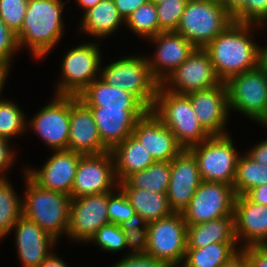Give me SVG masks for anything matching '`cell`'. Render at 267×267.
<instances>
[{
  "mask_svg": "<svg viewBox=\"0 0 267 267\" xmlns=\"http://www.w3.org/2000/svg\"><path fill=\"white\" fill-rule=\"evenodd\" d=\"M102 143L111 151L130 135L139 120L128 108L90 107Z\"/></svg>",
  "mask_w": 267,
  "mask_h": 267,
  "instance_id": "25",
  "label": "cell"
},
{
  "mask_svg": "<svg viewBox=\"0 0 267 267\" xmlns=\"http://www.w3.org/2000/svg\"><path fill=\"white\" fill-rule=\"evenodd\" d=\"M235 197L232 185L202 181L182 211L184 221L195 225L233 215Z\"/></svg>",
  "mask_w": 267,
  "mask_h": 267,
  "instance_id": "11",
  "label": "cell"
},
{
  "mask_svg": "<svg viewBox=\"0 0 267 267\" xmlns=\"http://www.w3.org/2000/svg\"><path fill=\"white\" fill-rule=\"evenodd\" d=\"M262 25L232 22L204 50L212 60L217 77L226 82L231 76L259 66V47L252 32Z\"/></svg>",
  "mask_w": 267,
  "mask_h": 267,
  "instance_id": "1",
  "label": "cell"
},
{
  "mask_svg": "<svg viewBox=\"0 0 267 267\" xmlns=\"http://www.w3.org/2000/svg\"><path fill=\"white\" fill-rule=\"evenodd\" d=\"M229 111L267 127V73L257 68L231 76L226 82Z\"/></svg>",
  "mask_w": 267,
  "mask_h": 267,
  "instance_id": "6",
  "label": "cell"
},
{
  "mask_svg": "<svg viewBox=\"0 0 267 267\" xmlns=\"http://www.w3.org/2000/svg\"><path fill=\"white\" fill-rule=\"evenodd\" d=\"M77 96L88 107L128 108L138 119L149 111L135 95L106 83L101 77Z\"/></svg>",
  "mask_w": 267,
  "mask_h": 267,
  "instance_id": "24",
  "label": "cell"
},
{
  "mask_svg": "<svg viewBox=\"0 0 267 267\" xmlns=\"http://www.w3.org/2000/svg\"><path fill=\"white\" fill-rule=\"evenodd\" d=\"M19 50L16 34L0 18V67L10 70L14 54Z\"/></svg>",
  "mask_w": 267,
  "mask_h": 267,
  "instance_id": "42",
  "label": "cell"
},
{
  "mask_svg": "<svg viewBox=\"0 0 267 267\" xmlns=\"http://www.w3.org/2000/svg\"><path fill=\"white\" fill-rule=\"evenodd\" d=\"M229 134L210 136L189 150L197 159L202 181L223 182L233 186L239 152Z\"/></svg>",
  "mask_w": 267,
  "mask_h": 267,
  "instance_id": "10",
  "label": "cell"
},
{
  "mask_svg": "<svg viewBox=\"0 0 267 267\" xmlns=\"http://www.w3.org/2000/svg\"><path fill=\"white\" fill-rule=\"evenodd\" d=\"M234 233L240 248L267 245V206L237 195L234 201ZM240 242V243H239Z\"/></svg>",
  "mask_w": 267,
  "mask_h": 267,
  "instance_id": "21",
  "label": "cell"
},
{
  "mask_svg": "<svg viewBox=\"0 0 267 267\" xmlns=\"http://www.w3.org/2000/svg\"><path fill=\"white\" fill-rule=\"evenodd\" d=\"M122 227L126 236L129 255L145 254L147 251V224L137 219L124 224Z\"/></svg>",
  "mask_w": 267,
  "mask_h": 267,
  "instance_id": "40",
  "label": "cell"
},
{
  "mask_svg": "<svg viewBox=\"0 0 267 267\" xmlns=\"http://www.w3.org/2000/svg\"><path fill=\"white\" fill-rule=\"evenodd\" d=\"M120 16L126 21L129 16L141 5L149 0H113Z\"/></svg>",
  "mask_w": 267,
  "mask_h": 267,
  "instance_id": "46",
  "label": "cell"
},
{
  "mask_svg": "<svg viewBox=\"0 0 267 267\" xmlns=\"http://www.w3.org/2000/svg\"><path fill=\"white\" fill-rule=\"evenodd\" d=\"M188 0H164L156 5L160 32L176 31Z\"/></svg>",
  "mask_w": 267,
  "mask_h": 267,
  "instance_id": "38",
  "label": "cell"
},
{
  "mask_svg": "<svg viewBox=\"0 0 267 267\" xmlns=\"http://www.w3.org/2000/svg\"><path fill=\"white\" fill-rule=\"evenodd\" d=\"M187 250V223L180 212L147 224V251L145 255L180 267Z\"/></svg>",
  "mask_w": 267,
  "mask_h": 267,
  "instance_id": "9",
  "label": "cell"
},
{
  "mask_svg": "<svg viewBox=\"0 0 267 267\" xmlns=\"http://www.w3.org/2000/svg\"><path fill=\"white\" fill-rule=\"evenodd\" d=\"M170 169L169 206L173 212L182 213L202 182L197 159L189 149H183L170 161Z\"/></svg>",
  "mask_w": 267,
  "mask_h": 267,
  "instance_id": "19",
  "label": "cell"
},
{
  "mask_svg": "<svg viewBox=\"0 0 267 267\" xmlns=\"http://www.w3.org/2000/svg\"><path fill=\"white\" fill-rule=\"evenodd\" d=\"M118 187L111 151L82 155L76 169L70 197L113 192Z\"/></svg>",
  "mask_w": 267,
  "mask_h": 267,
  "instance_id": "13",
  "label": "cell"
},
{
  "mask_svg": "<svg viewBox=\"0 0 267 267\" xmlns=\"http://www.w3.org/2000/svg\"><path fill=\"white\" fill-rule=\"evenodd\" d=\"M220 267H247L246 252L243 249H240Z\"/></svg>",
  "mask_w": 267,
  "mask_h": 267,
  "instance_id": "49",
  "label": "cell"
},
{
  "mask_svg": "<svg viewBox=\"0 0 267 267\" xmlns=\"http://www.w3.org/2000/svg\"><path fill=\"white\" fill-rule=\"evenodd\" d=\"M122 259L114 263L112 267H169L166 263L156 260L145 254L129 255L126 252Z\"/></svg>",
  "mask_w": 267,
  "mask_h": 267,
  "instance_id": "43",
  "label": "cell"
},
{
  "mask_svg": "<svg viewBox=\"0 0 267 267\" xmlns=\"http://www.w3.org/2000/svg\"><path fill=\"white\" fill-rule=\"evenodd\" d=\"M124 25L143 40L156 36L160 33L156 5L150 1L141 5L129 16Z\"/></svg>",
  "mask_w": 267,
  "mask_h": 267,
  "instance_id": "34",
  "label": "cell"
},
{
  "mask_svg": "<svg viewBox=\"0 0 267 267\" xmlns=\"http://www.w3.org/2000/svg\"><path fill=\"white\" fill-rule=\"evenodd\" d=\"M28 0H0V18L17 34L24 23Z\"/></svg>",
  "mask_w": 267,
  "mask_h": 267,
  "instance_id": "39",
  "label": "cell"
},
{
  "mask_svg": "<svg viewBox=\"0 0 267 267\" xmlns=\"http://www.w3.org/2000/svg\"><path fill=\"white\" fill-rule=\"evenodd\" d=\"M120 189L126 195L141 222L148 224L173 213L169 206L167 193L135 188Z\"/></svg>",
  "mask_w": 267,
  "mask_h": 267,
  "instance_id": "29",
  "label": "cell"
},
{
  "mask_svg": "<svg viewBox=\"0 0 267 267\" xmlns=\"http://www.w3.org/2000/svg\"><path fill=\"white\" fill-rule=\"evenodd\" d=\"M123 24L125 21L120 16L114 1L102 0L82 14L78 32L93 36L96 41H100L99 39L110 37Z\"/></svg>",
  "mask_w": 267,
  "mask_h": 267,
  "instance_id": "26",
  "label": "cell"
},
{
  "mask_svg": "<svg viewBox=\"0 0 267 267\" xmlns=\"http://www.w3.org/2000/svg\"><path fill=\"white\" fill-rule=\"evenodd\" d=\"M105 192L71 199L67 238L88 243L96 231L109 224L108 196Z\"/></svg>",
  "mask_w": 267,
  "mask_h": 267,
  "instance_id": "15",
  "label": "cell"
},
{
  "mask_svg": "<svg viewBox=\"0 0 267 267\" xmlns=\"http://www.w3.org/2000/svg\"><path fill=\"white\" fill-rule=\"evenodd\" d=\"M224 9L233 17L246 3V0H218Z\"/></svg>",
  "mask_w": 267,
  "mask_h": 267,
  "instance_id": "51",
  "label": "cell"
},
{
  "mask_svg": "<svg viewBox=\"0 0 267 267\" xmlns=\"http://www.w3.org/2000/svg\"><path fill=\"white\" fill-rule=\"evenodd\" d=\"M67 149L82 155L110 151L102 143L90 107L75 95H70V125Z\"/></svg>",
  "mask_w": 267,
  "mask_h": 267,
  "instance_id": "20",
  "label": "cell"
},
{
  "mask_svg": "<svg viewBox=\"0 0 267 267\" xmlns=\"http://www.w3.org/2000/svg\"><path fill=\"white\" fill-rule=\"evenodd\" d=\"M41 168L24 167L26 174L40 187L70 196L81 153L53 150Z\"/></svg>",
  "mask_w": 267,
  "mask_h": 267,
  "instance_id": "18",
  "label": "cell"
},
{
  "mask_svg": "<svg viewBox=\"0 0 267 267\" xmlns=\"http://www.w3.org/2000/svg\"><path fill=\"white\" fill-rule=\"evenodd\" d=\"M246 252L247 267H267V245L242 248Z\"/></svg>",
  "mask_w": 267,
  "mask_h": 267,
  "instance_id": "45",
  "label": "cell"
},
{
  "mask_svg": "<svg viewBox=\"0 0 267 267\" xmlns=\"http://www.w3.org/2000/svg\"><path fill=\"white\" fill-rule=\"evenodd\" d=\"M9 178H0V239L11 234L22 215V197L17 194ZM21 197V198H20Z\"/></svg>",
  "mask_w": 267,
  "mask_h": 267,
  "instance_id": "32",
  "label": "cell"
},
{
  "mask_svg": "<svg viewBox=\"0 0 267 267\" xmlns=\"http://www.w3.org/2000/svg\"><path fill=\"white\" fill-rule=\"evenodd\" d=\"M22 267H37L59 242L33 220L21 215L12 228ZM15 230V231H14Z\"/></svg>",
  "mask_w": 267,
  "mask_h": 267,
  "instance_id": "22",
  "label": "cell"
},
{
  "mask_svg": "<svg viewBox=\"0 0 267 267\" xmlns=\"http://www.w3.org/2000/svg\"><path fill=\"white\" fill-rule=\"evenodd\" d=\"M107 213L109 222L119 226L138 219L134 208L119 187L108 196Z\"/></svg>",
  "mask_w": 267,
  "mask_h": 267,
  "instance_id": "37",
  "label": "cell"
},
{
  "mask_svg": "<svg viewBox=\"0 0 267 267\" xmlns=\"http://www.w3.org/2000/svg\"><path fill=\"white\" fill-rule=\"evenodd\" d=\"M240 249L237 242H219L201 248H187L180 267H220Z\"/></svg>",
  "mask_w": 267,
  "mask_h": 267,
  "instance_id": "31",
  "label": "cell"
},
{
  "mask_svg": "<svg viewBox=\"0 0 267 267\" xmlns=\"http://www.w3.org/2000/svg\"><path fill=\"white\" fill-rule=\"evenodd\" d=\"M267 184V166L253 161L244 152L236 164L233 190L235 195H244L254 187Z\"/></svg>",
  "mask_w": 267,
  "mask_h": 267,
  "instance_id": "33",
  "label": "cell"
},
{
  "mask_svg": "<svg viewBox=\"0 0 267 267\" xmlns=\"http://www.w3.org/2000/svg\"><path fill=\"white\" fill-rule=\"evenodd\" d=\"M156 47L148 57L150 73L153 78L162 84L196 49L183 35L175 32H160L149 40Z\"/></svg>",
  "mask_w": 267,
  "mask_h": 267,
  "instance_id": "16",
  "label": "cell"
},
{
  "mask_svg": "<svg viewBox=\"0 0 267 267\" xmlns=\"http://www.w3.org/2000/svg\"><path fill=\"white\" fill-rule=\"evenodd\" d=\"M150 2H153L154 4H158L160 2H163L164 0H149Z\"/></svg>",
  "mask_w": 267,
  "mask_h": 267,
  "instance_id": "55",
  "label": "cell"
},
{
  "mask_svg": "<svg viewBox=\"0 0 267 267\" xmlns=\"http://www.w3.org/2000/svg\"><path fill=\"white\" fill-rule=\"evenodd\" d=\"M244 195L256 204L267 206V184L254 187Z\"/></svg>",
  "mask_w": 267,
  "mask_h": 267,
  "instance_id": "48",
  "label": "cell"
},
{
  "mask_svg": "<svg viewBox=\"0 0 267 267\" xmlns=\"http://www.w3.org/2000/svg\"><path fill=\"white\" fill-rule=\"evenodd\" d=\"M76 1H77V4L84 10L83 11L84 13L90 8L96 6L102 0H76Z\"/></svg>",
  "mask_w": 267,
  "mask_h": 267,
  "instance_id": "53",
  "label": "cell"
},
{
  "mask_svg": "<svg viewBox=\"0 0 267 267\" xmlns=\"http://www.w3.org/2000/svg\"><path fill=\"white\" fill-rule=\"evenodd\" d=\"M232 22V16L218 0H188L175 32L201 49Z\"/></svg>",
  "mask_w": 267,
  "mask_h": 267,
  "instance_id": "5",
  "label": "cell"
},
{
  "mask_svg": "<svg viewBox=\"0 0 267 267\" xmlns=\"http://www.w3.org/2000/svg\"><path fill=\"white\" fill-rule=\"evenodd\" d=\"M30 120L26 129L38 134L42 142L53 150H66L69 140L70 95H53Z\"/></svg>",
  "mask_w": 267,
  "mask_h": 267,
  "instance_id": "12",
  "label": "cell"
},
{
  "mask_svg": "<svg viewBox=\"0 0 267 267\" xmlns=\"http://www.w3.org/2000/svg\"><path fill=\"white\" fill-rule=\"evenodd\" d=\"M245 154L253 161L267 166V139H264L258 144H255L252 148L247 149Z\"/></svg>",
  "mask_w": 267,
  "mask_h": 267,
  "instance_id": "47",
  "label": "cell"
},
{
  "mask_svg": "<svg viewBox=\"0 0 267 267\" xmlns=\"http://www.w3.org/2000/svg\"><path fill=\"white\" fill-rule=\"evenodd\" d=\"M195 116L210 136L229 134L226 131L229 120L228 90L221 81L217 86L187 94Z\"/></svg>",
  "mask_w": 267,
  "mask_h": 267,
  "instance_id": "17",
  "label": "cell"
},
{
  "mask_svg": "<svg viewBox=\"0 0 267 267\" xmlns=\"http://www.w3.org/2000/svg\"><path fill=\"white\" fill-rule=\"evenodd\" d=\"M10 143V140L0 137V178H6V172L13 167L17 158L16 151L13 150Z\"/></svg>",
  "mask_w": 267,
  "mask_h": 267,
  "instance_id": "44",
  "label": "cell"
},
{
  "mask_svg": "<svg viewBox=\"0 0 267 267\" xmlns=\"http://www.w3.org/2000/svg\"><path fill=\"white\" fill-rule=\"evenodd\" d=\"M219 242H237L234 233V215L187 225V248H201Z\"/></svg>",
  "mask_w": 267,
  "mask_h": 267,
  "instance_id": "28",
  "label": "cell"
},
{
  "mask_svg": "<svg viewBox=\"0 0 267 267\" xmlns=\"http://www.w3.org/2000/svg\"><path fill=\"white\" fill-rule=\"evenodd\" d=\"M90 242L99 246L101 251L115 253L127 249L123 227L113 223L101 226Z\"/></svg>",
  "mask_w": 267,
  "mask_h": 267,
  "instance_id": "36",
  "label": "cell"
},
{
  "mask_svg": "<svg viewBox=\"0 0 267 267\" xmlns=\"http://www.w3.org/2000/svg\"><path fill=\"white\" fill-rule=\"evenodd\" d=\"M121 58L101 67L100 77L106 83L132 93L151 110L159 83L150 73L147 56Z\"/></svg>",
  "mask_w": 267,
  "mask_h": 267,
  "instance_id": "8",
  "label": "cell"
},
{
  "mask_svg": "<svg viewBox=\"0 0 267 267\" xmlns=\"http://www.w3.org/2000/svg\"><path fill=\"white\" fill-rule=\"evenodd\" d=\"M220 82L209 54L204 48H196L161 85L175 94L187 95L212 88Z\"/></svg>",
  "mask_w": 267,
  "mask_h": 267,
  "instance_id": "14",
  "label": "cell"
},
{
  "mask_svg": "<svg viewBox=\"0 0 267 267\" xmlns=\"http://www.w3.org/2000/svg\"><path fill=\"white\" fill-rule=\"evenodd\" d=\"M170 161H156L142 171L134 172L118 183L119 188H135L167 193L170 183Z\"/></svg>",
  "mask_w": 267,
  "mask_h": 267,
  "instance_id": "30",
  "label": "cell"
},
{
  "mask_svg": "<svg viewBox=\"0 0 267 267\" xmlns=\"http://www.w3.org/2000/svg\"><path fill=\"white\" fill-rule=\"evenodd\" d=\"M10 99H0V137L11 139L27 131L25 112Z\"/></svg>",
  "mask_w": 267,
  "mask_h": 267,
  "instance_id": "35",
  "label": "cell"
},
{
  "mask_svg": "<svg viewBox=\"0 0 267 267\" xmlns=\"http://www.w3.org/2000/svg\"><path fill=\"white\" fill-rule=\"evenodd\" d=\"M25 191L22 198V215L38 224L58 241L67 237L71 197L44 189L36 184L24 169Z\"/></svg>",
  "mask_w": 267,
  "mask_h": 267,
  "instance_id": "3",
  "label": "cell"
},
{
  "mask_svg": "<svg viewBox=\"0 0 267 267\" xmlns=\"http://www.w3.org/2000/svg\"><path fill=\"white\" fill-rule=\"evenodd\" d=\"M111 153L118 183L132 173L142 171L156 162L146 147L133 135L117 144Z\"/></svg>",
  "mask_w": 267,
  "mask_h": 267,
  "instance_id": "27",
  "label": "cell"
},
{
  "mask_svg": "<svg viewBox=\"0 0 267 267\" xmlns=\"http://www.w3.org/2000/svg\"><path fill=\"white\" fill-rule=\"evenodd\" d=\"M132 135L146 147L155 161H171L184 149L151 110L137 121Z\"/></svg>",
  "mask_w": 267,
  "mask_h": 267,
  "instance_id": "23",
  "label": "cell"
},
{
  "mask_svg": "<svg viewBox=\"0 0 267 267\" xmlns=\"http://www.w3.org/2000/svg\"><path fill=\"white\" fill-rule=\"evenodd\" d=\"M101 41L84 42L69 49L61 66V78L54 95L80 94L89 84L100 77L102 64ZM102 65V66H101Z\"/></svg>",
  "mask_w": 267,
  "mask_h": 267,
  "instance_id": "7",
  "label": "cell"
},
{
  "mask_svg": "<svg viewBox=\"0 0 267 267\" xmlns=\"http://www.w3.org/2000/svg\"><path fill=\"white\" fill-rule=\"evenodd\" d=\"M65 3L63 0H28L24 23L16 34L20 50L27 47L38 60L50 54L64 35Z\"/></svg>",
  "mask_w": 267,
  "mask_h": 267,
  "instance_id": "2",
  "label": "cell"
},
{
  "mask_svg": "<svg viewBox=\"0 0 267 267\" xmlns=\"http://www.w3.org/2000/svg\"><path fill=\"white\" fill-rule=\"evenodd\" d=\"M259 66L267 73V44L259 47Z\"/></svg>",
  "mask_w": 267,
  "mask_h": 267,
  "instance_id": "52",
  "label": "cell"
},
{
  "mask_svg": "<svg viewBox=\"0 0 267 267\" xmlns=\"http://www.w3.org/2000/svg\"><path fill=\"white\" fill-rule=\"evenodd\" d=\"M37 267H68V265L57 253L51 252Z\"/></svg>",
  "mask_w": 267,
  "mask_h": 267,
  "instance_id": "50",
  "label": "cell"
},
{
  "mask_svg": "<svg viewBox=\"0 0 267 267\" xmlns=\"http://www.w3.org/2000/svg\"><path fill=\"white\" fill-rule=\"evenodd\" d=\"M232 19L237 23H252L267 27V0H246L245 5Z\"/></svg>",
  "mask_w": 267,
  "mask_h": 267,
  "instance_id": "41",
  "label": "cell"
},
{
  "mask_svg": "<svg viewBox=\"0 0 267 267\" xmlns=\"http://www.w3.org/2000/svg\"><path fill=\"white\" fill-rule=\"evenodd\" d=\"M9 72H11L9 69L5 67H0V99L2 98L1 93L5 88L4 86H5L7 77L10 74Z\"/></svg>",
  "mask_w": 267,
  "mask_h": 267,
  "instance_id": "54",
  "label": "cell"
},
{
  "mask_svg": "<svg viewBox=\"0 0 267 267\" xmlns=\"http://www.w3.org/2000/svg\"><path fill=\"white\" fill-rule=\"evenodd\" d=\"M151 111L171 130L184 149L200 144L210 137L195 116L187 95L175 94L159 84Z\"/></svg>",
  "mask_w": 267,
  "mask_h": 267,
  "instance_id": "4",
  "label": "cell"
}]
</instances>
